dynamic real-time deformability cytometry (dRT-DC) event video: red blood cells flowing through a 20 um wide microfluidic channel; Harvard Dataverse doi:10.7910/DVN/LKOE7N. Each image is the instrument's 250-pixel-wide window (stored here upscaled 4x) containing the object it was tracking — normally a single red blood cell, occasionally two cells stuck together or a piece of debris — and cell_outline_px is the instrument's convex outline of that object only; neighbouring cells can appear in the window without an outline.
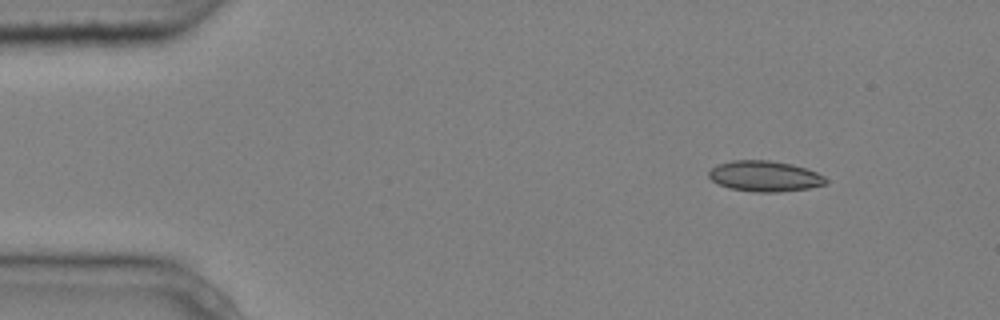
{"species": "common noctule bat (a hibernating species)", "species_latin": "Nyctalus noctula", "temperature_condition": "cold", "stored_images_in_passage": 7, "camera_frame_rate_fps": 3000, "um_per_image_px": 0.085, "animal": {"sex": "male", "body_mass_g": 20.4}, "frame": {"image": 1, "passage_image": 1, "time_ms": 0.0, "image_size_px": [1000, 320], "cell_outline_px": [[828, 184], [808, 188], [776, 192], [752, 192], [728, 188], [712, 180], [708, 176], [708, 172], [716, 164], [732, 160], [768, 160], [792, 164], [816, 172], [824, 176], [828, 180]], "centroid_in_image_um": [64.99, 14.97], "position_along_channel_um": 20.0, "area_um2": 20.98}}
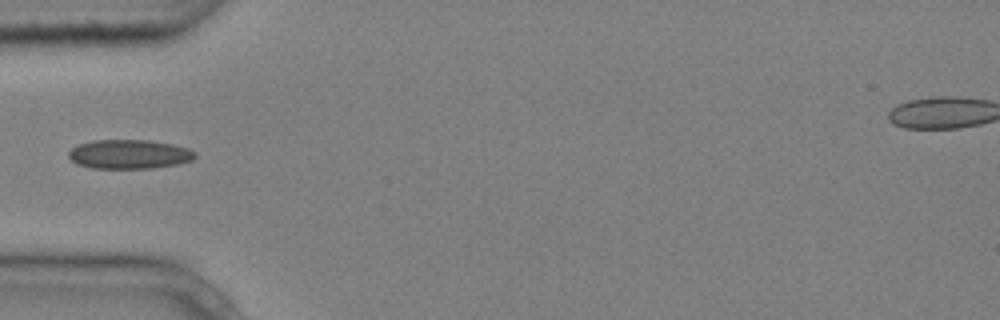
{"frame": {"image": 2, "passage_image": 4, "time_ms": 1.0, "image_size_px": [1000, 320], "cell_outline_px": [[196, 156], [192, 160], [180, 164], [152, 168], [92, 168], [76, 164], [68, 156], [68, 152], [72, 148], [80, 144], [92, 140], [148, 140], [172, 144], [188, 148], [196, 152]], "centroid_in_image_um": [11.0, 13.11], "position_along_channel_um": 74.0, "area_um2": 21.56}}
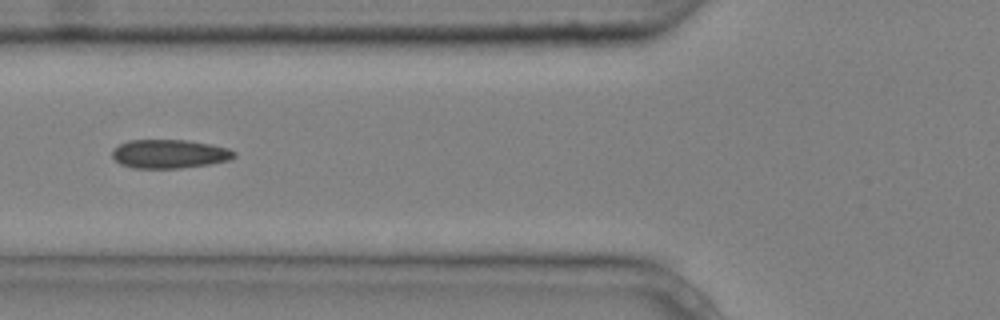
{"frame": {"image": 3, "passage_image": 5, "time_ms": 1.333, "image_size_px": [1000, 320], "cell_outline_px": [[236, 156], [228, 160], [208, 164], [180, 168], [132, 168], [120, 164], [112, 156], [112, 148], [128, 140], [184, 140], [208, 144], [228, 148], [236, 152]], "centroid_in_image_um": [14.36, 13.08], "position_along_channel_um": 111.4, "area_um2": 20.35}}